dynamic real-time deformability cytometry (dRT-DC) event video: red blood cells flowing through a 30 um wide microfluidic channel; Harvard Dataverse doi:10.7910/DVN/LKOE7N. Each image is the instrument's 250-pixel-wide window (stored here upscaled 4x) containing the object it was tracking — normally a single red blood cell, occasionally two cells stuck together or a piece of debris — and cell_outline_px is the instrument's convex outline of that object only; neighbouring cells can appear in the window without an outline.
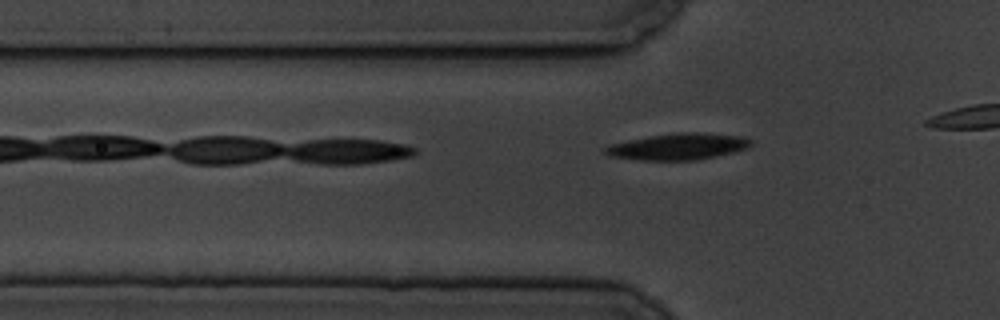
{"species": "common noctule bat (a hibernating species)", "species_latin": "Nyctalus noctula", "temperature_condition": "cold", "stored_images_in_passage": 11, "camera_frame_rate_fps": 3000, "um_per_image_px": 0.085, "animal": {"sex": "male", "body_mass_g": 19.5, "forearm_length_mm": 54.6}, "frame": {"image": 1, "passage_image": 4, "time_ms": 1.0, "image_size_px": [1000, 320], "cell_outline_px": [[752, 144], [748, 148], [716, 156], [696, 160], [644, 160], [612, 156], [604, 152], [604, 148], [608, 144], [648, 136], [676, 132], [696, 132], [740, 136], [752, 140]], "centroid_in_image_um": [57.64, 12.45], "position_along_channel_um": 68.2, "area_um2": 22.31}}